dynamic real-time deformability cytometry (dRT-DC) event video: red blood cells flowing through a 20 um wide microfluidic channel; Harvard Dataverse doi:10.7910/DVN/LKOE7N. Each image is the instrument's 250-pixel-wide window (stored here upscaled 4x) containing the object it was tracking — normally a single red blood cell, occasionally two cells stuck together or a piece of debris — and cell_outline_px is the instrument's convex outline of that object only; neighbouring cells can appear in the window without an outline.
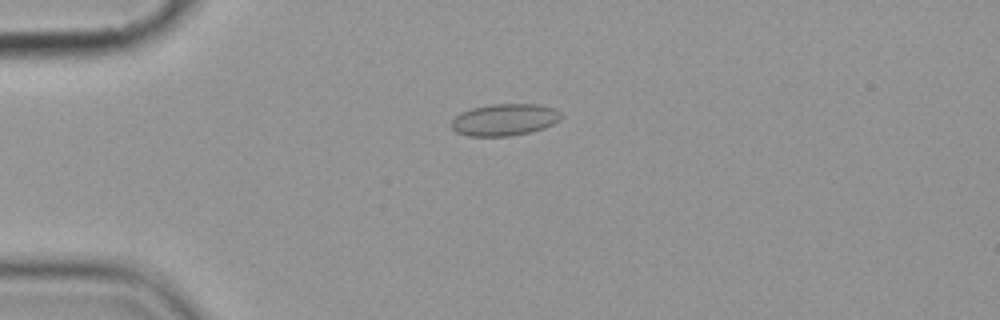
{"species": "common noctule bat (a hibernating species)", "species_latin": "Nyctalus noctula", "temperature_condition": "cold", "stored_images_in_passage": 5, "camera_frame_rate_fps": 3000, "um_per_image_px": 0.085, "animal": {"sex": "female", "body_mass_g": 19.9}, "frame": {"image": 1, "passage_image": 4, "time_ms": 3.333, "image_size_px": [1000, 320], "cell_outline_px": [[560, 120], [544, 128], [512, 136], [468, 136], [456, 132], [448, 124], [460, 112], [472, 108], [492, 104], [540, 104], [552, 108], [560, 112]], "centroid_in_image_um": [42.84, 10.18], "position_along_channel_um": 42.2, "area_um2": 20.4}}